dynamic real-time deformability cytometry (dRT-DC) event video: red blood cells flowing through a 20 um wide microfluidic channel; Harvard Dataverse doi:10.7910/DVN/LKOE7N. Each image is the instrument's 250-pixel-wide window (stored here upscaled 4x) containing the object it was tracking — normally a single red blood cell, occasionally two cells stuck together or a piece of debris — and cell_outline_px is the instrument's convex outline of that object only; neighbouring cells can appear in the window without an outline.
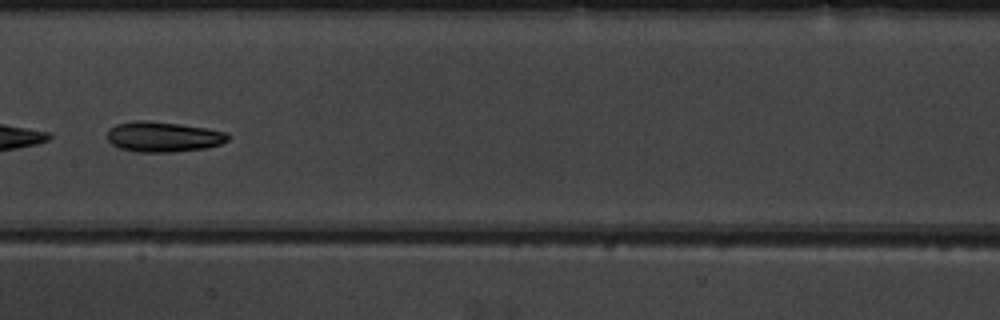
{"species": "common noctule bat (a hibernating species)", "species_latin": "Nyctalus noctula", "temperature_condition": "warm", "stored_images_in_passage": 48, "camera_frame_rate_fps": 3000, "um_per_image_px": 0.085, "animal": {"sex": "male", "body_mass_g": 19.5, "forearm_length_mm": 54.6}, "frame": {"image": 1, "passage_image": 24, "time_ms": 7.667, "image_size_px": [1000, 320], "cell_outline_px": [[228, 140], [220, 144], [208, 148], [172, 152], [136, 152], [120, 148], [112, 144], [108, 140], [108, 128], [116, 124], [136, 120], [144, 120], [180, 124], [228, 132]], "centroid_in_image_um": [13.86, 11.63], "position_along_channel_um": 193.5, "area_um2": 21.33}}
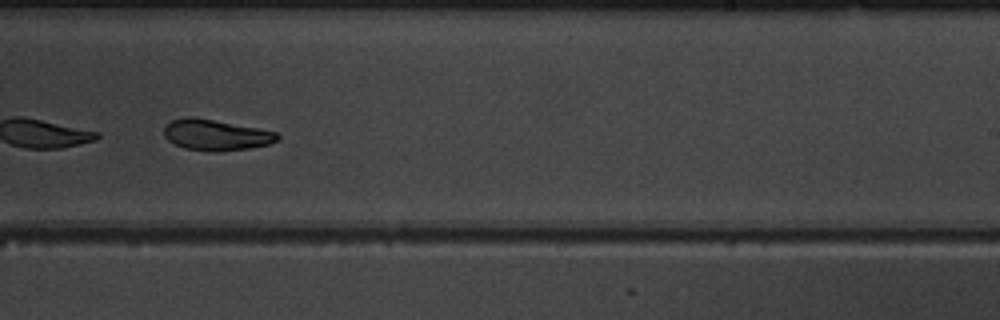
{"frame": {"image": 2, "passage_image": 30, "time_ms": 9.667, "image_size_px": [1000, 320], "cell_outline_px": [[280, 136], [276, 140], [268, 144], [248, 148], [220, 152], [212, 152], [184, 148], [168, 140], [164, 136], [164, 124], [172, 120], [184, 116], [192, 116], [256, 128], [276, 132]], "centroid_in_image_um": [18.28, 11.47], "position_along_channel_um": 270.7, "area_um2": 20.35}}
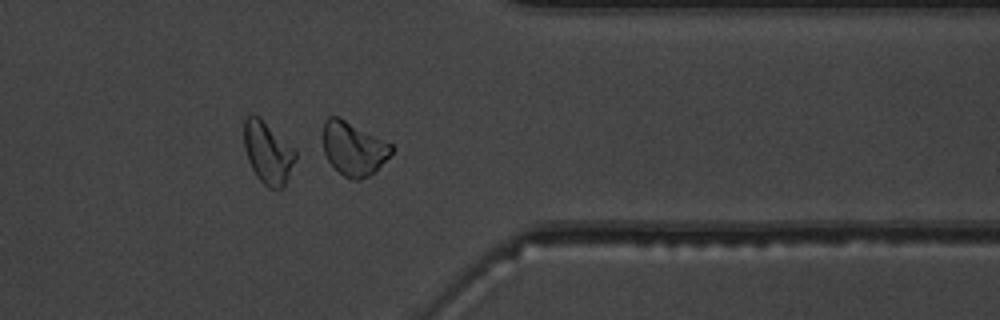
{"frame": {"image": 3, "passage_image": 39, "time_ms": 12.667, "image_size_px": [1000, 320], "cell_outline_px": [[396, 148], [368, 176], [360, 180], [352, 180], [344, 176], [328, 160], [324, 152], [324, 120], [328, 116], [340, 116], [392, 144]], "centroid_in_image_um": [30.05, 12.59], "position_along_channel_um": 381.4, "area_um2": 21.15}, "authors_computed_cell_mechanics": {"area_um2": 21.6172, "velocity_mm_per_s": 3.8735, "shape_relaxation_time_tau1_ms": 3.8132, "shape_relaxation_time_tau2_ms": 5.9025, "deformation_change_tau1": 0.1632, "deformation_change_tau2": 0.1362}}